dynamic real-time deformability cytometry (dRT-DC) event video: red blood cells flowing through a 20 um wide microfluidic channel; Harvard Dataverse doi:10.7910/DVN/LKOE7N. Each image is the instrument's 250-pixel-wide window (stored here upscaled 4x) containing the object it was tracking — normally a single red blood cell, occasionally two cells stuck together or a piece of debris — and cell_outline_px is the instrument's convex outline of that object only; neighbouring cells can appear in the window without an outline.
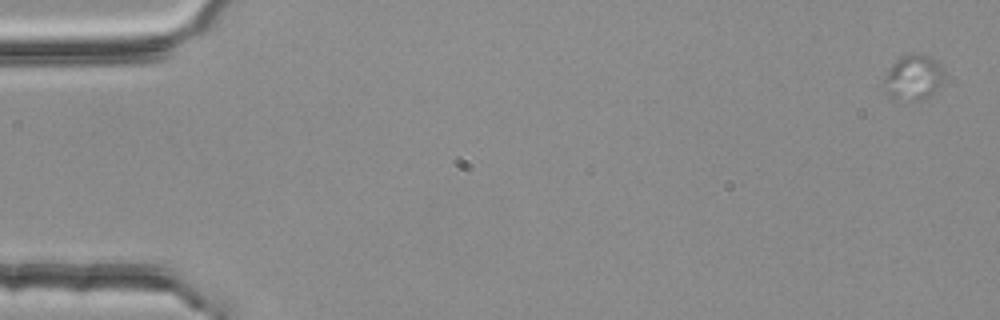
{"species": "common noctule bat (a hibernating species)", "species_latin": "Nyctalus noctula", "temperature_condition": "room temperature", "stored_images_in_passage": 5, "segment_of_instrument_passage": [1, 2], "camera_frame_rate_fps": 3000, "um_per_image_px": 0.085, "animal": {"sex": "female", "body_mass_g": 25.1}, "frame": {"image": 1, "passage_image": 1, "time_ms": 0.0, "image_size_px": [1000, 320], "cell_outline_px": [[944, 84], [928, 96], [920, 100], [908, 104], [888, 96], [884, 80], [884, 76], [892, 64], [900, 56], [928, 56], [936, 60], [940, 64], [944, 72]], "centroid_in_image_um": [77.65, 6.66], "position_along_channel_um": 7.3, "area_um2": 15.95}}